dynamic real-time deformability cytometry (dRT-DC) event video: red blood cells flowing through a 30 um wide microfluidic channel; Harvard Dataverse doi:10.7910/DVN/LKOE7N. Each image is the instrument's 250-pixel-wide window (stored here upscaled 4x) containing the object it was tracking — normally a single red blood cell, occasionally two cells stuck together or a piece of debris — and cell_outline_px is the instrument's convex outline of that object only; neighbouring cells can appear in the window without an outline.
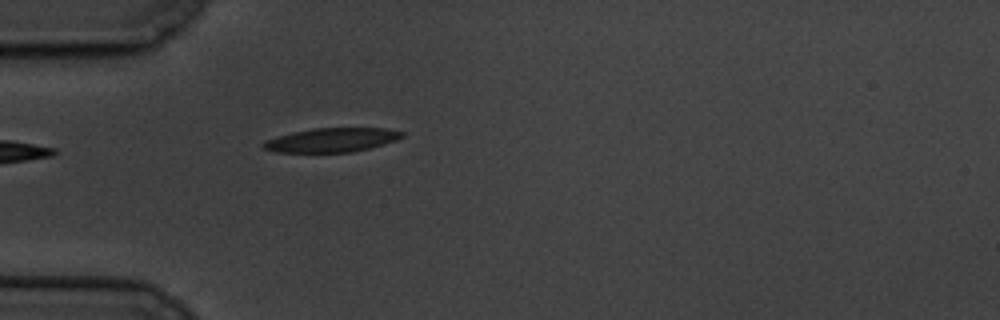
{"species": "common noctule bat (a hibernating species)", "species_latin": "Nyctalus noctula", "temperature_condition": "cold", "stored_images_in_passage": 1, "camera_frame_rate_fps": 3000, "um_per_image_px": 0.085, "animal": {"sex": "male", "body_mass_g": 19.5, "forearm_length_mm": 54.6}, "frame": {"image": 1, "passage_image": 1, "time_ms": 0.0, "image_size_px": [1000, 320], "cell_outline_px": [[404, 136], [396, 140], [368, 148], [352, 152], [276, 152], [264, 148], [260, 144], [264, 140], [276, 136], [292, 132], [312, 128], [388, 128], [404, 132]], "centroid_in_image_um": [28.16, 11.89], "position_along_channel_um": 56.8, "area_um2": 19.48}}